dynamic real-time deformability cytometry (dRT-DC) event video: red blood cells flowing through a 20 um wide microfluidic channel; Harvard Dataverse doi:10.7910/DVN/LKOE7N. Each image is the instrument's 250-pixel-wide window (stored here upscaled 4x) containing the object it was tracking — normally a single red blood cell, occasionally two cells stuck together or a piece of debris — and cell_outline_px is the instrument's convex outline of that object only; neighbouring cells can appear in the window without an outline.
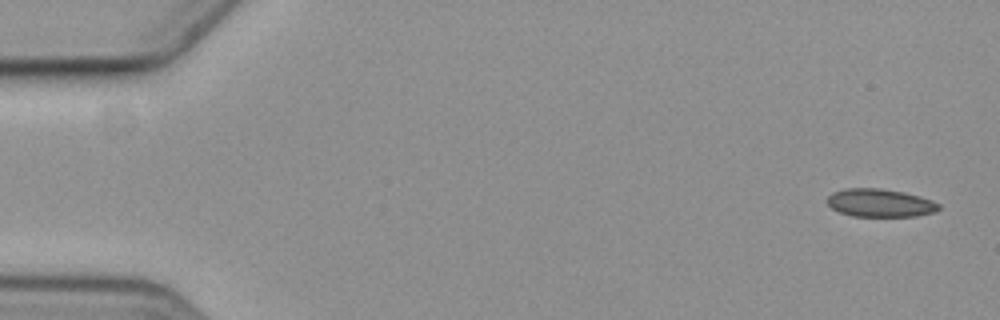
{"species": "common noctule bat (a hibernating species)", "species_latin": "Nyctalus noctula", "temperature_condition": "cold", "stored_images_in_passage": 11, "camera_frame_rate_fps": 3000, "um_per_image_px": 0.085, "animal": {"sex": "female", "body_mass_g": 19.3, "forearm_length_mm": 54.1}, "frame": {"image": 1, "passage_image": 1, "time_ms": 0.0, "image_size_px": [1000, 320], "cell_outline_px": [[940, 208], [932, 212], [916, 216], [852, 216], [840, 212], [832, 208], [828, 204], [828, 196], [832, 192], [844, 188], [880, 188], [900, 192], [932, 200], [940, 204]], "centroid_in_image_um": [74.76, 17.25], "position_along_channel_um": 10.2, "area_um2": 17.98}}
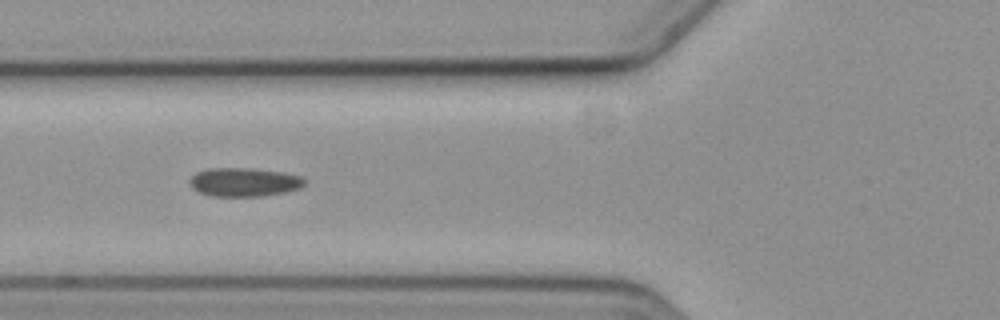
{"frame": {"image": 2, "passage_image": 6, "time_ms": 6.667, "image_size_px": [1000, 320], "cell_outline_px": [[304, 184], [300, 188], [284, 192], [264, 196], [212, 196], [200, 192], [192, 188], [188, 180], [196, 172], [208, 168], [244, 168], [280, 172], [300, 176], [304, 180]], "centroid_in_image_um": [20.7, 15.48], "position_along_channel_um": 105.1, "area_um2": 19.02}}
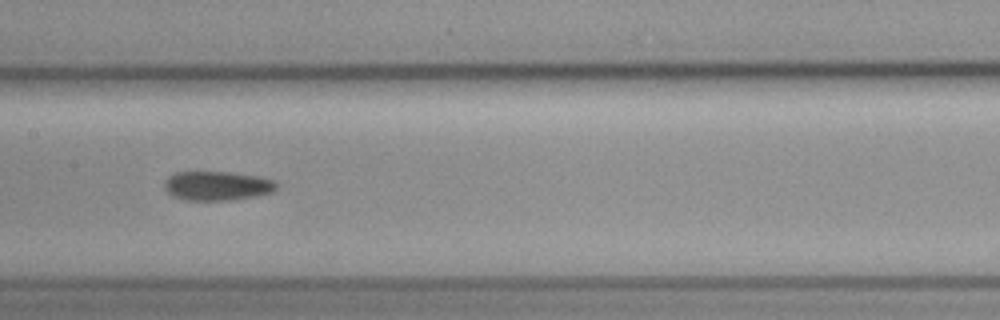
{"frame": {"image": 3, "passage_image": 8, "time_ms": 9.0, "image_size_px": [1000, 320], "cell_outline_px": [[276, 188], [272, 192], [256, 196], [228, 200], [184, 200], [172, 196], [164, 188], [164, 180], [168, 176], [176, 172], [228, 172], [256, 176], [276, 180]], "centroid_in_image_um": [18.42, 15.79], "position_along_channel_um": 189.0, "area_um2": 19.07}}